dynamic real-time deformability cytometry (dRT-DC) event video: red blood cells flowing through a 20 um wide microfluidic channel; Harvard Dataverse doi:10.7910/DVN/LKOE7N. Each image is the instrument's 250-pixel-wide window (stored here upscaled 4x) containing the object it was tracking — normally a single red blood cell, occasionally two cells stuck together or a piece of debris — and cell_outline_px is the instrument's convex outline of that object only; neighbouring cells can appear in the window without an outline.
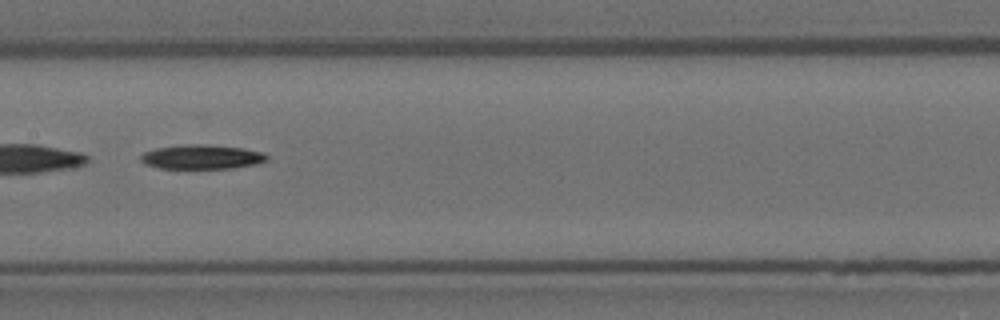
{"species": "Egyptian fruit bat (a non-hibernating species)", "species_latin": "Rousettus aegyptiacus", "temperature_condition": "room temperature", "stored_images_in_passage": 39, "camera_frame_rate_fps": 3000, "um_per_image_px": 0.085, "animal": {"sex": "female"}, "frame": {"image": 1, "passage_image": 12, "time_ms": 3.667, "image_size_px": [1000, 320], "cell_outline_px": [[268, 160], [260, 164], [232, 168], [160, 168], [144, 164], [140, 160], [140, 156], [144, 152], [156, 148], [188, 144], [200, 144], [244, 148], [264, 152], [268, 156]], "centroid_in_image_um": [17.19, 13.34], "position_along_channel_um": 190.2, "area_um2": 17.98}, "authors_computed_cell_mechanics": {"area_um2": 18.496, "velocity_mm_per_s": 3.5646, "shape_relaxation_time_tau1_ms": 3.2111, "shape_relaxation_time_tau2_ms": null, "deformation_change_tau1": 0.1291, "deformation_change_tau2": null}}